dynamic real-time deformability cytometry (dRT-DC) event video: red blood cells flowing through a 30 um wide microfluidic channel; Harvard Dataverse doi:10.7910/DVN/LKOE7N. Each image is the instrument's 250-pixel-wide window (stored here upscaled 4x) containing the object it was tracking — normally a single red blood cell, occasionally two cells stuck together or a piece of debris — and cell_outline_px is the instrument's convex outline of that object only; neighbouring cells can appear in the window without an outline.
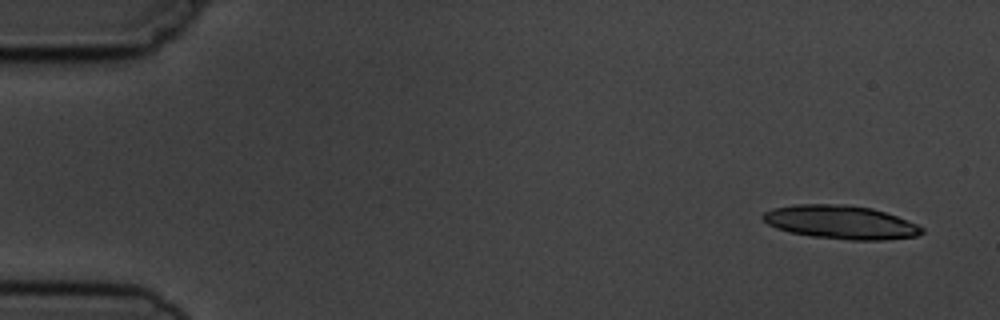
{"species": "common noctule bat (a hibernating species)", "species_latin": "Nyctalus noctula", "temperature_condition": "cold", "stored_images_in_passage": 6, "camera_frame_rate_fps": 3000, "um_per_image_px": 0.085, "animal": {"sex": "male", "body_mass_g": 19.5, "forearm_length_mm": 54.6}, "frame": {"image": 1, "passage_image": 1, "time_ms": 0.0, "image_size_px": [1000, 320], "cell_outline_px": [[924, 232], [916, 236], [884, 240], [852, 240], [812, 236], [788, 232], [776, 228], [768, 224], [760, 216], [764, 212], [772, 208], [796, 204], [848, 204], [872, 208], [896, 216], [916, 224], [924, 228]], "centroid_in_image_um": [71.43, 18.88], "position_along_channel_um": 13.6, "area_um2": 31.1}}